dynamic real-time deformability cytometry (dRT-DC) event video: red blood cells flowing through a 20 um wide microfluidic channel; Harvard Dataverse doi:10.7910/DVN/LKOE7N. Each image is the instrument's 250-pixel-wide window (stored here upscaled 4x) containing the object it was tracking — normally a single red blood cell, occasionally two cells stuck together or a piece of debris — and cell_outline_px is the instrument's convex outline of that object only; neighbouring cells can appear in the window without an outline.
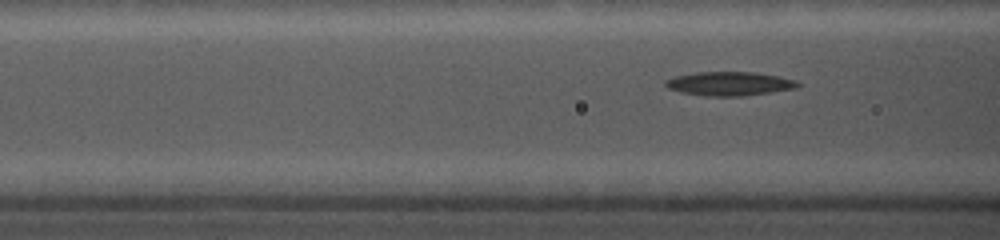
{"species": "common noctule bat (a hibernating species)", "species_latin": "Nyctalus noctula", "temperature_condition": "cold", "stored_images_in_passage": 47, "camera_frame_rate_fps": 5000, "um_per_image_px": 0.085, "animal": {"sex": "female", "body_mass_g": 19.0, "forearm_length_mm": 56.7}, "frame": {"image": 1, "passage_image": 8, "time_ms": 1.4, "image_size_px": [1000, 240], "cell_outline_px": [[800, 84], [792, 88], [768, 92], [740, 96], [708, 96], [680, 92], [668, 88], [664, 84], [664, 80], [676, 76], [696, 72], [756, 72], [796, 80]], "centroid_in_image_um": [61.92, 7.1], "position_along_channel_um": 104.7, "area_um2": 18.09}}
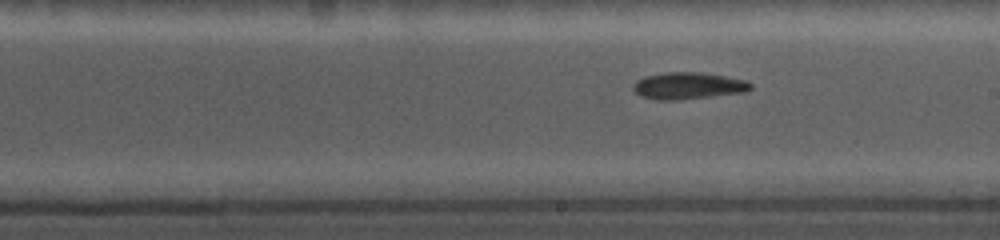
{"frame": {"image": 2, "passage_image": 25, "time_ms": 4.8, "image_size_px": [1000, 240], "cell_outline_px": [[752, 88], [744, 92], [680, 100], [656, 100], [640, 96], [632, 88], [632, 84], [636, 80], [644, 76], [664, 72], [704, 72], [744, 80], [752, 84]], "centroid_in_image_um": [58.44, 7.29], "position_along_channel_um": 230.6, "area_um2": 18.5}}
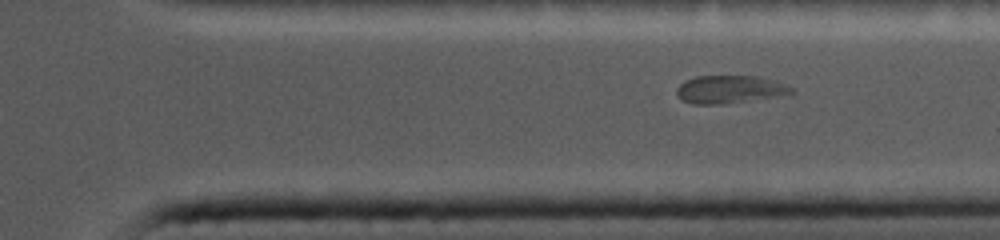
{"frame": {"image": 3, "passage_image": 41, "time_ms": 8.0, "image_size_px": [1000, 240], "cell_outline_px": [[792, 92], [772, 96], [720, 104], [692, 104], [676, 96], [676, 88], [684, 80], [696, 76], [760, 76], [788, 84], [792, 88]], "centroid_in_image_um": [61.94, 7.57], "position_along_channel_um": 349.5, "area_um2": 18.32}}